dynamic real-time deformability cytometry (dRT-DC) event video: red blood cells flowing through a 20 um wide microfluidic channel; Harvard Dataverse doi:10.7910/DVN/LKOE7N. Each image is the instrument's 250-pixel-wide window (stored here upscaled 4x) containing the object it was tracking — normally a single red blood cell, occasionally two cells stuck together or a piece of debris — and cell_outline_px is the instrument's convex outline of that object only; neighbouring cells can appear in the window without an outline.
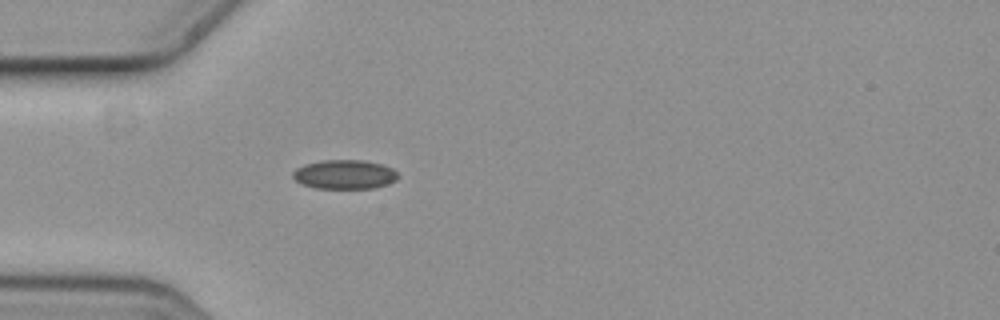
{"species": "common noctule bat (a hibernating species)", "species_latin": "Nyctalus noctula", "temperature_condition": "cold", "stored_images_in_passage": 2, "camera_frame_rate_fps": 3000, "um_per_image_px": 0.085, "animal": {"sex": "female", "body_mass_g": 19.3, "forearm_length_mm": 54.1}, "frame": {"image": 1, "passage_image": 2, "time_ms": 0.333, "image_size_px": [1000, 320], "cell_outline_px": [[400, 176], [396, 180], [388, 184], [372, 188], [316, 188], [304, 184], [296, 180], [292, 176], [292, 172], [296, 168], [304, 164], [324, 160], [364, 160], [384, 164], [392, 168]], "centroid_in_image_um": [29.32, 14.81], "position_along_channel_um": 55.7, "area_um2": 17.92}}